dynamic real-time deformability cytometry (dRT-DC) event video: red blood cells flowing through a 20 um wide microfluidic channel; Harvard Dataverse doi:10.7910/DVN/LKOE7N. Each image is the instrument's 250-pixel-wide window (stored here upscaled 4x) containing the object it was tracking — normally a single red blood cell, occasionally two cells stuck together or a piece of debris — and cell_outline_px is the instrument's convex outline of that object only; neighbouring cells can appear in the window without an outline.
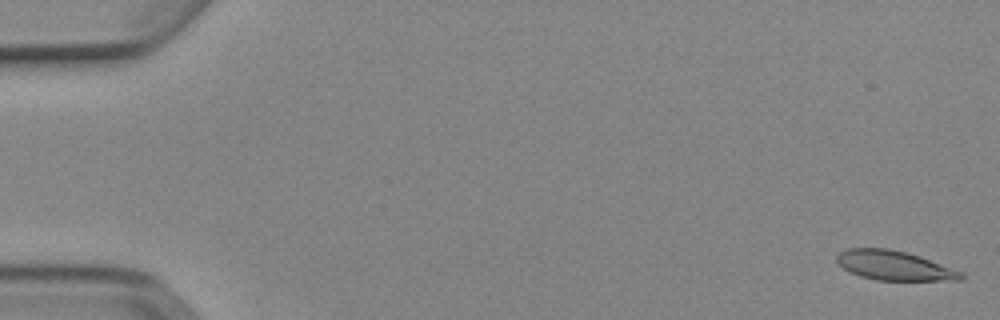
{"species": "Egyptian fruit bat (a non-hibernating species)", "species_latin": "Rousettus aegyptiacus", "temperature_condition": "cold", "stored_images_in_passage": 53, "camera_frame_rate_fps": 3000, "um_per_image_px": 0.085, "animal": {"sex": "female"}, "frame": {"image": 1, "passage_image": 1, "time_ms": 0.0, "image_size_px": [1000, 320], "cell_outline_px": [[964, 280], [876, 280], [860, 276], [836, 264], [836, 256], [840, 252], [848, 248], [888, 248], [908, 252], [920, 256], [964, 272]], "centroid_in_image_um": [76.02, 22.56], "position_along_channel_um": 9.0, "area_um2": 21.44}}
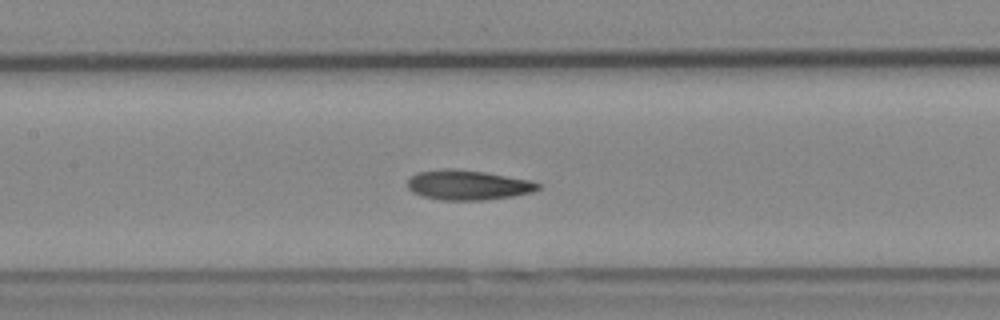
{"frame": {"image": 2, "passage_image": 25, "time_ms": 8.0, "image_size_px": [1000, 320], "cell_outline_px": [[540, 188], [532, 192], [512, 196], [484, 200], [440, 200], [424, 196], [412, 192], [408, 188], [408, 180], [416, 172], [444, 168], [452, 168], [484, 172], [532, 180], [540, 184]], "centroid_in_image_um": [39.77, 15.72], "position_along_channel_um": 167.6, "area_um2": 22.72}}
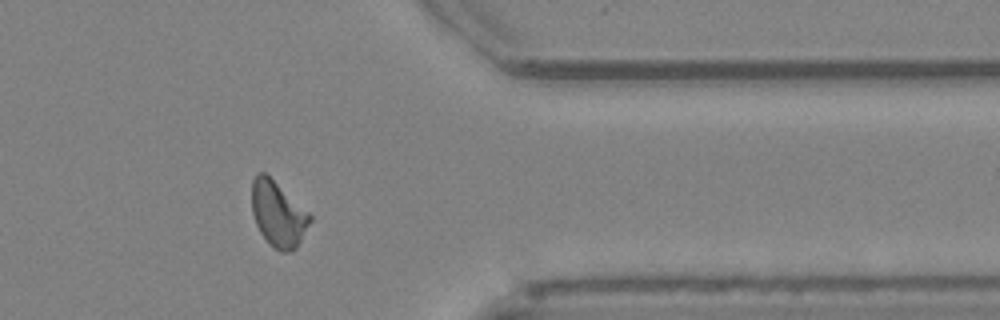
{"frame": {"image": 3, "passage_image": 43, "time_ms": 14.0, "image_size_px": [1000, 320], "cell_outline_px": [[312, 220], [296, 248], [292, 252], [280, 252], [272, 248], [268, 244], [260, 232], [256, 224], [252, 212], [252, 180], [256, 172], [264, 172], [308, 212], [312, 216]], "centroid_in_image_um": [23.62, 18.23], "position_along_channel_um": 387.8, "area_um2": 22.08}, "authors_computed_cell_mechanics": {"area_um2": 21.964, "velocity_mm_per_s": 3.8784, "shape_relaxation_time_tau1_ms": 9.2953, "shape_relaxation_time_tau2_ms": 3.0005, "deformation_change_tau1": 0.2005, "deformation_change_tau2": 0.1032}}